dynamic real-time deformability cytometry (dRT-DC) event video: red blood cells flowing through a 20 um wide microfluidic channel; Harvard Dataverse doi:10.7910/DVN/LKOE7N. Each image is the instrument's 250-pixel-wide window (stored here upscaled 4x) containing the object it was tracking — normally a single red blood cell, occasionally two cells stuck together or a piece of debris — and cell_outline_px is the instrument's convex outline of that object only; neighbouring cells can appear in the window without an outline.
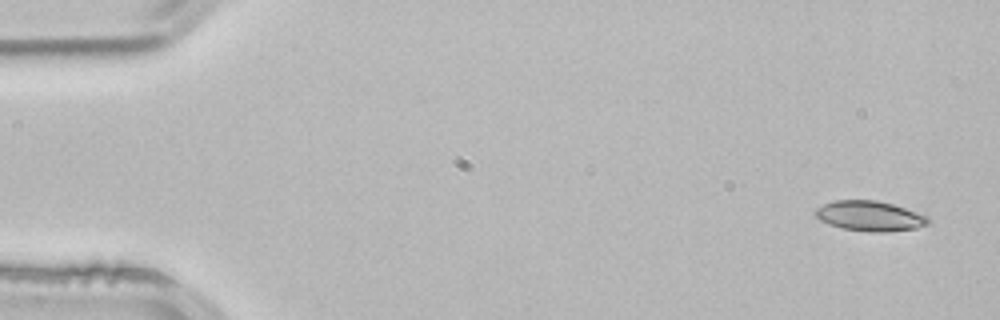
{"species": "common noctule bat (a hibernating species)", "species_latin": "Nyctalus noctula", "temperature_condition": "room temperature", "stored_images_in_passage": 4, "camera_frame_rate_fps": 3000, "um_per_image_px": 0.085, "animal": {"sex": "male", "body_mass_g": 21.5, "forearm_length_mm": 52.0}, "frame": {"image": 1, "passage_image": 1, "time_ms": 0.0, "image_size_px": [1000, 320], "cell_outline_px": [[932, 220], [928, 224], [916, 228], [888, 232], [872, 232], [844, 228], [828, 224], [820, 220], [812, 212], [816, 208], [824, 204], [836, 200], [876, 200], [892, 204], [928, 216]], "centroid_in_image_um": [73.93, 18.36], "position_along_channel_um": 11.1, "area_um2": 19.77}}
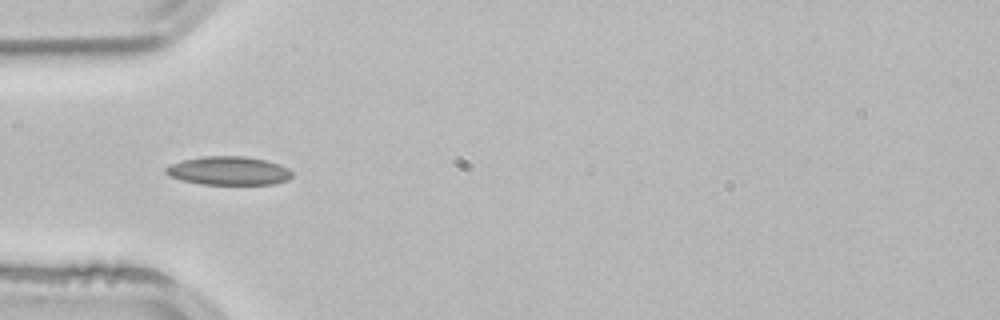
{"frame": {"image": 2, "passage_image": 4, "time_ms": 1.0, "image_size_px": [1000, 320], "cell_outline_px": [[292, 176], [288, 180], [272, 184], [200, 184], [168, 176], [164, 172], [164, 168], [168, 164], [184, 160], [204, 156], [244, 156], [264, 160], [288, 168], [292, 172]], "centroid_in_image_um": [19.39, 14.51], "position_along_channel_um": 65.6, "area_um2": 20.92}}